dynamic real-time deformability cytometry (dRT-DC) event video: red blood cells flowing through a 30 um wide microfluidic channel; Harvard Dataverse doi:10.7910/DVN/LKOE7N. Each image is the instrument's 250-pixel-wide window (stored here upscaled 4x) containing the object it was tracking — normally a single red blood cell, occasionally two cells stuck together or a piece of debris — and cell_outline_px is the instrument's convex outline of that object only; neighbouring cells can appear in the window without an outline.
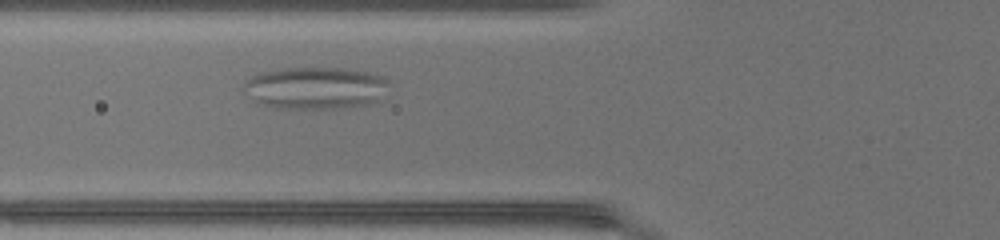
{"species": "common noctule bat (a hibernating species)", "species_latin": "Nyctalus noctula", "temperature_condition": "warm", "stored_images_in_passage": 38, "camera_frame_rate_fps": 3000, "um_per_image_px": 0.085, "animal": {"sex": "female", "body_mass_g": 17.0, "forearm_length_mm": 48.0}, "frame": {"image": 1, "passage_image": 8, "time_ms": 2.333, "image_size_px": [1000, 240], "cell_outline_px": [[388, 84], [380, 100], [368, 104], [344, 108], [276, 108], [256, 104], [240, 88], [252, 76], [260, 72], [284, 68], [348, 68], [376, 72], [384, 76], [388, 80]], "centroid_in_image_um": [26.81, 7.47], "position_along_channel_um": 99.0, "area_um2": 36.36}}
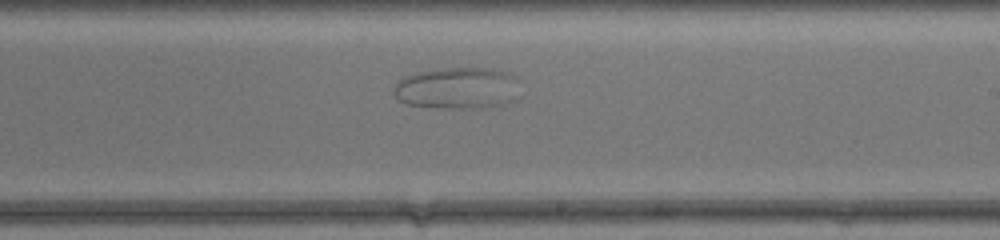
{"frame": {"image": 2, "passage_image": 19, "time_ms": 6.0, "image_size_px": [1000, 240], "cell_outline_px": [[524, 80], [512, 100], [500, 104], [484, 108], [440, 108], [408, 104], [400, 100], [392, 92], [392, 88], [404, 76], [416, 72], [440, 68], [492, 68], [508, 72]], "centroid_in_image_um": [38.92, 7.47], "position_along_channel_um": 250.1, "area_um2": 31.1}}
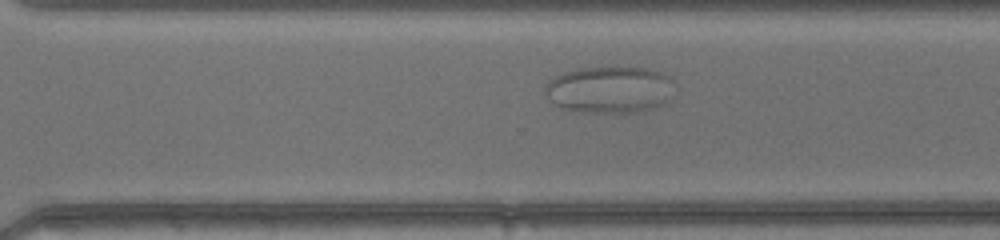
{"frame": {"image": 3, "passage_image": 24, "time_ms": 7.667, "image_size_px": [1000, 240], "cell_outline_px": [[672, 80], [668, 100], [652, 108], [636, 112], [596, 112], [560, 108], [548, 100], [544, 92], [544, 88], [548, 80], [564, 72], [580, 68], [648, 68], [660, 72], [668, 76]], "centroid_in_image_um": [51.75, 7.61], "position_along_channel_um": 318.8, "area_um2": 34.8}}